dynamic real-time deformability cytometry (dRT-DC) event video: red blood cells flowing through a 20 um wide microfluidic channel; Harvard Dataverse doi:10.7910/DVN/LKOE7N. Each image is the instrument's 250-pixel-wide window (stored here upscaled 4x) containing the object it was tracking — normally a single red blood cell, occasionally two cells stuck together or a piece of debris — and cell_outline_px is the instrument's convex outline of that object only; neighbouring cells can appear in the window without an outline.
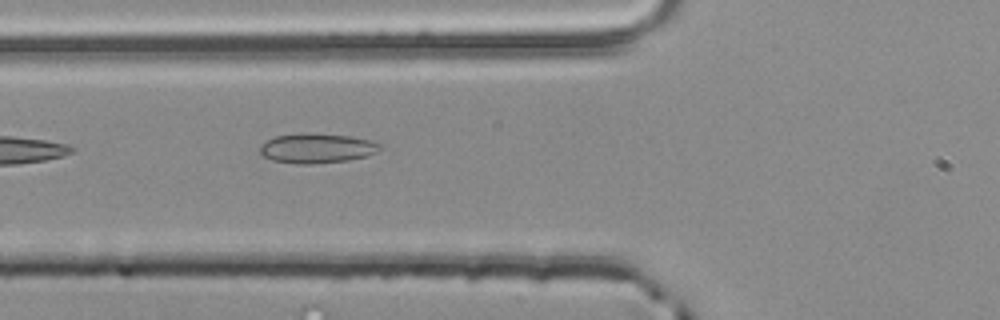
{"species": "common noctule bat (a hibernating species)", "species_latin": "Nyctalus noctula", "temperature_condition": "room temperature", "stored_images_in_passage": 4, "camera_frame_rate_fps": 3000, "um_per_image_px": 0.085, "animal": {"sex": "male", "body_mass_g": 20.4}, "frame": {"image": 1, "passage_image": 4, "time_ms": 1.0, "image_size_px": [1000, 320], "cell_outline_px": [[380, 148], [376, 152], [364, 156], [348, 160], [312, 164], [296, 164], [272, 160], [264, 156], [260, 152], [260, 148], [268, 140], [276, 136], [300, 132], [308, 132], [348, 136], [368, 140], [380, 144]], "centroid_in_image_um": [26.9, 12.59], "position_along_channel_um": 98.9, "area_um2": 20.58}}